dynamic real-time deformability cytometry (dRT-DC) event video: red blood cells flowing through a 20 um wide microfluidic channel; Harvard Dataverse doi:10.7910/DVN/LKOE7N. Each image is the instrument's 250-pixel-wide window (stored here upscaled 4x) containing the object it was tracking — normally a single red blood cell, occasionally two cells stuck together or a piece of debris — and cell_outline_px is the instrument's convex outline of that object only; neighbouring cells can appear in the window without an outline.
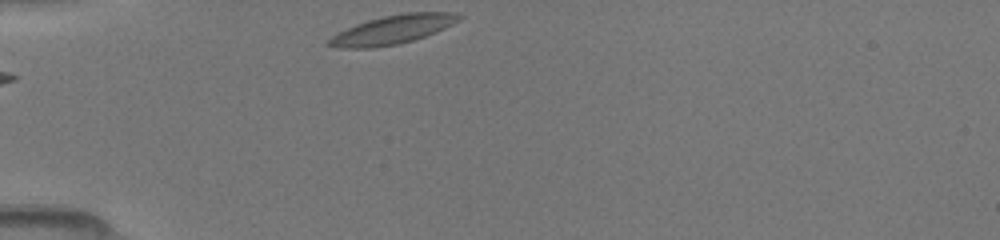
{"species": "common noctule bat (a hibernating species)", "species_latin": "Nyctalus noctula", "temperature_condition": "room temperature", "stored_images_in_passage": 27, "camera_frame_rate_fps": 3000, "um_per_image_px": 0.085, "animal": {"sex": "female", "body_mass_g": 19.5, "forearm_length_mm": 54.1}, "frame": {"image": 1, "passage_image": 1, "time_ms": 0.0, "image_size_px": [1000, 240], "cell_outline_px": [[464, 16], [460, 20], [436, 32], [412, 40], [396, 44], [372, 48], [340, 48], [324, 44], [332, 36], [356, 24], [368, 20], [384, 16], [404, 12], [456, 12]], "centroid_in_image_um": [33.4, 2.51], "position_along_channel_um": 51.6, "area_um2": 21.68}}
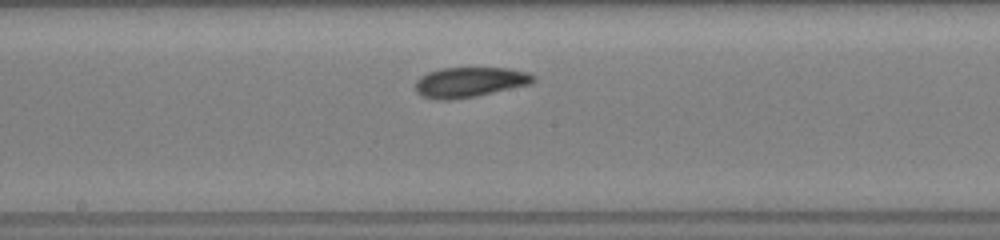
{"frame": {"image": 2, "passage_image": 10, "time_ms": 4.333, "image_size_px": [1000, 240], "cell_outline_px": [[536, 80], [532, 84], [476, 96], [452, 100], [436, 100], [420, 96], [416, 92], [416, 80], [420, 76], [428, 72], [440, 68], [508, 68], [528, 72], [536, 76]], "centroid_in_image_um": [39.93, 6.99], "position_along_channel_um": 208.3, "area_um2": 20.98}}
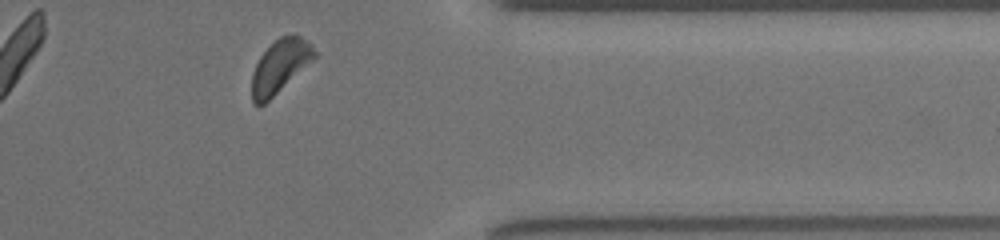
{"frame": {"image": 3, "passage_image": 25, "time_ms": 9.0, "image_size_px": [1000, 240], "cell_outline_px": [[316, 56], [312, 60], [260, 108], [252, 100], [252, 72], [260, 56], [280, 36], [300, 36], [308, 40], [312, 44], [316, 52]], "centroid_in_image_um": [23.78, 5.64], "position_along_channel_um": 387.6, "area_um2": 18.9}}